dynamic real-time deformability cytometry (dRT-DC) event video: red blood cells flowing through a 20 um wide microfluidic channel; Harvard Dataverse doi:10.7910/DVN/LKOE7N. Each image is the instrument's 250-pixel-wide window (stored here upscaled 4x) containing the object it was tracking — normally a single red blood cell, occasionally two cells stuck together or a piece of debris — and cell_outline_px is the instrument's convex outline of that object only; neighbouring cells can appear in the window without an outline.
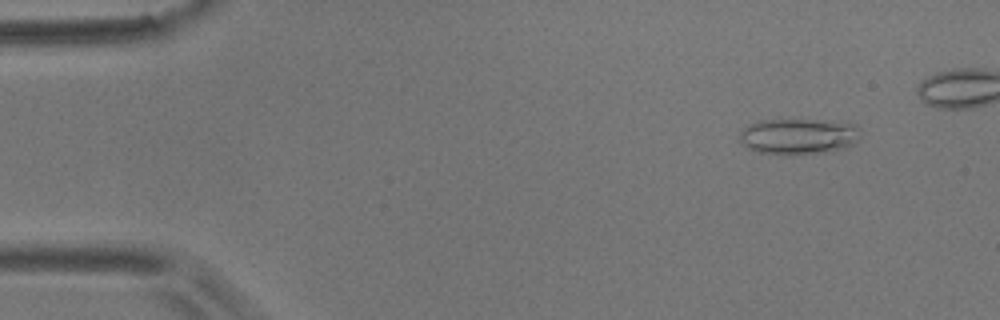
{"species": "common noctule bat (a hibernating species)", "species_latin": "Nyctalus noctula", "temperature_condition": "room temperature", "stored_images_in_passage": 5, "camera_frame_rate_fps": 3000, "um_per_image_px": 0.085, "animal": {"sex": "male", "body_mass_g": 17.9}, "frame": {"image": 1, "passage_image": 2, "time_ms": 0.333, "image_size_px": [1000, 320], "cell_outline_px": [[860, 140], [852, 144], [828, 152], [756, 152], [748, 148], [740, 140], [740, 132], [748, 124], [760, 120], [812, 120], [856, 124], [860, 128]], "centroid_in_image_um": [67.89, 11.55], "position_along_channel_um": 17.1, "area_um2": 24.45}}